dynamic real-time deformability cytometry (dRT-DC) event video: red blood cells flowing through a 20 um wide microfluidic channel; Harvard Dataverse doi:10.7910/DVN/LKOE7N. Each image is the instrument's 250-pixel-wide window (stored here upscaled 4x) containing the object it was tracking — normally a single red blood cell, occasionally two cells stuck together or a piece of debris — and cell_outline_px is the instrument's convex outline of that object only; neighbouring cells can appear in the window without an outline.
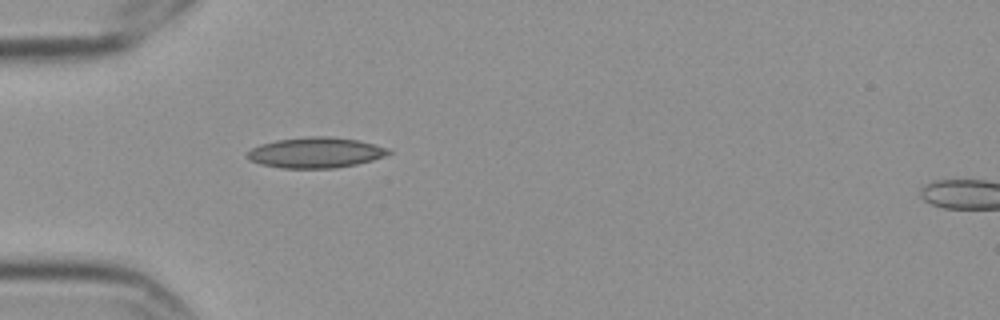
{"species": "Egyptian fruit bat (a non-hibernating species)", "species_latin": "Rousettus aegyptiacus", "temperature_condition": "cold", "stored_images_in_passage": 2, "segment_of_instrument_passage": [1, 2], "camera_frame_rate_fps": 3000, "um_per_image_px": 0.085, "frame": {"image": 1, "passage_image": 1, "time_ms": 0.0, "image_size_px": [1000, 320], "cell_outline_px": [[392, 152], [384, 156], [372, 160], [356, 164], [336, 168], [284, 168], [260, 164], [248, 160], [248, 152], [252, 148], [260, 144], [276, 140], [308, 136], [328, 136], [356, 140], [388, 148]], "centroid_in_image_um": [26.81, 12.97], "position_along_channel_um": 58.2, "area_um2": 24.97}}